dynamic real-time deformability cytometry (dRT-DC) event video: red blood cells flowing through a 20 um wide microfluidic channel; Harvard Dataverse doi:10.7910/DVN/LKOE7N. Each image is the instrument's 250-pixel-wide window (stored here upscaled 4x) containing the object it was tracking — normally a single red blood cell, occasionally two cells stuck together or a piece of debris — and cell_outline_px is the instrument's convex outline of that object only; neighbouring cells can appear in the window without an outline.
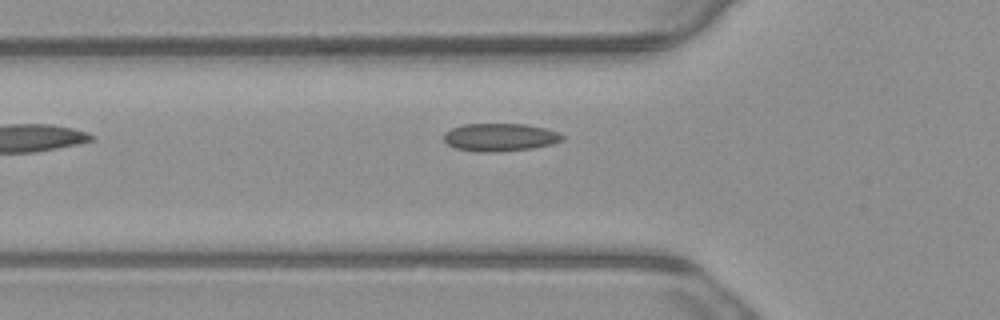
{"species": "common noctule bat (a hibernating species)", "species_latin": "Nyctalus noctula", "temperature_condition": "warm", "stored_images_in_passage": 5, "camera_frame_rate_fps": 3000, "um_per_image_px": 0.085, "animal": {"sex": "male", "body_mass_g": 23.1, "forearm_length_mm": 52.7}, "frame": {"image": 1, "passage_image": 5, "time_ms": 1.333, "image_size_px": [1000, 320], "cell_outline_px": [[564, 140], [552, 144], [532, 148], [496, 152], [476, 152], [456, 148], [448, 144], [444, 140], [444, 136], [452, 128], [464, 124], [524, 124], [544, 128], [560, 132], [564, 136]], "centroid_in_image_um": [42.54, 11.67], "position_along_channel_um": 83.3, "area_um2": 19.19}}